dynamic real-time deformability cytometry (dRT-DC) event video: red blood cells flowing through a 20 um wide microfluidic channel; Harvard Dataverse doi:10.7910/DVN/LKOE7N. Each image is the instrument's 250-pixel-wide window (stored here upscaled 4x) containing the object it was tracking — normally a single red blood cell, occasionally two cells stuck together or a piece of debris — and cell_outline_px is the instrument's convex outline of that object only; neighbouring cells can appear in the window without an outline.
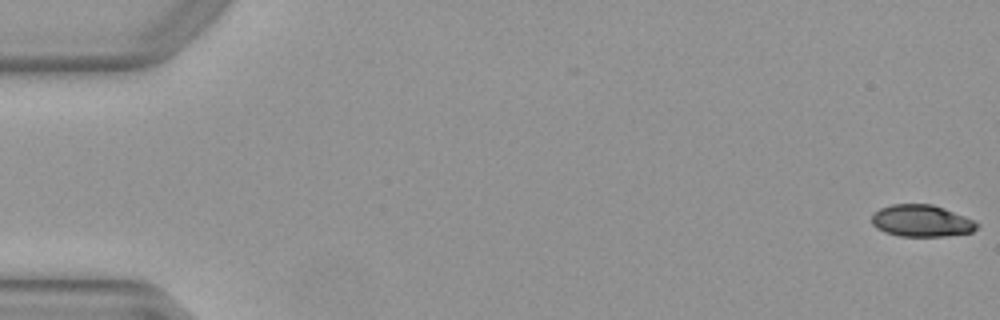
{"species": "Egyptian fruit bat (a non-hibernating species)", "species_latin": "Rousettus aegyptiacus", "temperature_condition": "warm", "stored_images_in_passage": 52, "camera_frame_rate_fps": 3000, "um_per_image_px": 0.085, "animal": {"sex": "female"}, "frame": {"image": 1, "passage_image": 1, "time_ms": 0.0, "image_size_px": [1000, 320], "cell_outline_px": [[980, 224], [972, 232], [944, 236], [900, 236], [884, 232], [876, 228], [872, 224], [872, 212], [880, 208], [892, 204], [932, 204], [944, 208], [964, 216]], "centroid_in_image_um": [78.29, 18.77], "position_along_channel_um": 6.7, "area_um2": 19.54}}
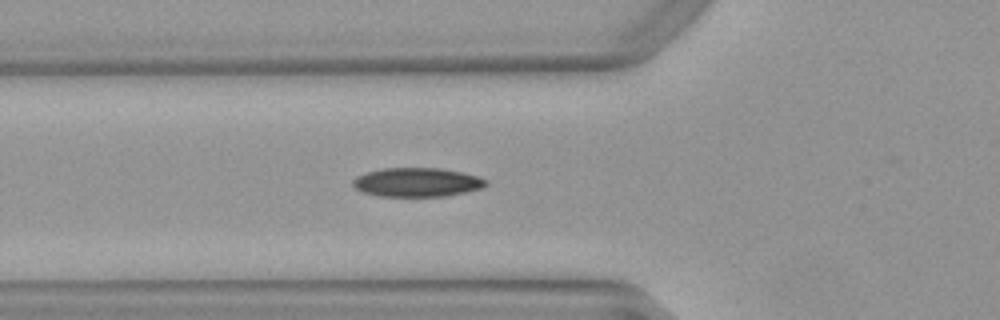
{"frame": {"image": 2, "passage_image": 19, "time_ms": 6.0, "image_size_px": [1000, 320], "cell_outline_px": [[488, 184], [484, 188], [444, 196], [380, 196], [364, 192], [356, 188], [352, 184], [352, 180], [356, 176], [380, 168], [440, 168], [460, 172], [476, 176], [488, 180]], "centroid_in_image_um": [35.45, 15.49], "position_along_channel_um": 90.3, "area_um2": 22.37}}
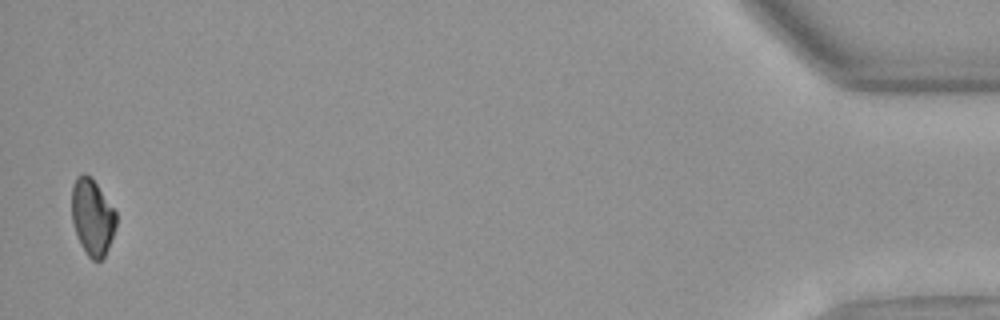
{"frame": {"image": 3, "passage_image": 51, "time_ms": 16.667, "image_size_px": [1000, 320], "cell_outline_px": [[116, 224], [108, 248], [104, 256], [100, 260], [92, 260], [88, 256], [80, 244], [72, 220], [72, 184], [76, 176], [84, 172], [92, 176], [116, 212]], "centroid_in_image_um": [7.83, 18.4], "position_along_channel_um": 427.4, "area_um2": 19.77}, "authors_computed_cell_mechanics": {"area_um2": 21.2704, "velocity_mm_per_s": 4.0089, "shape_relaxation_time_tau1_ms": 5.1983, "shape_relaxation_time_tau2_ms": null, "deformation_change_tau1": 0.1441, "deformation_change_tau2": null}}